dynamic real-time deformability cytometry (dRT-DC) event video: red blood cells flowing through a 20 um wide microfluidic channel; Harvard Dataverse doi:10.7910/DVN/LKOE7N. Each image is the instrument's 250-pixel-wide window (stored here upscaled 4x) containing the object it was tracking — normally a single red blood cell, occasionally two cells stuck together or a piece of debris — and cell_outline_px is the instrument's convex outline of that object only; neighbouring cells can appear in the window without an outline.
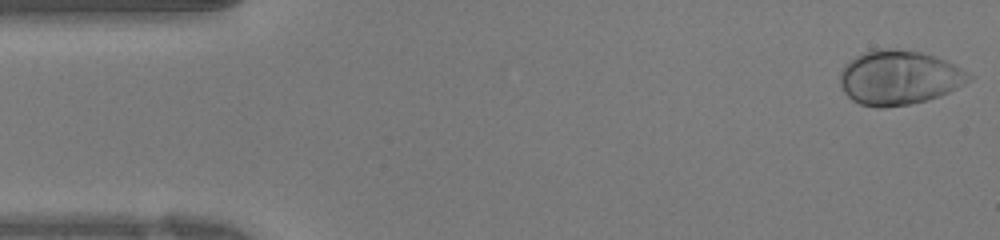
{"species": "human", "species_latin": "Homo sapiens", "temperature_condition": "warm", "stored_images_in_passage": 41, "camera_frame_rate_fps": 3000, "um_per_image_px": 0.085, "donor": {"sex": "female"}, "frame": {"image": 1, "passage_image": 1, "time_ms": 0.0, "image_size_px": [1000, 240], "cell_outline_px": [[976, 76], [956, 88], [940, 96], [908, 104], [884, 108], [880, 108], [860, 104], [852, 100], [844, 92], [840, 84], [840, 72], [844, 64], [856, 56], [872, 48], [896, 48], [920, 52], [944, 60]], "centroid_in_image_um": [76.38, 6.58], "position_along_channel_um": 8.6, "area_um2": 40.81}}
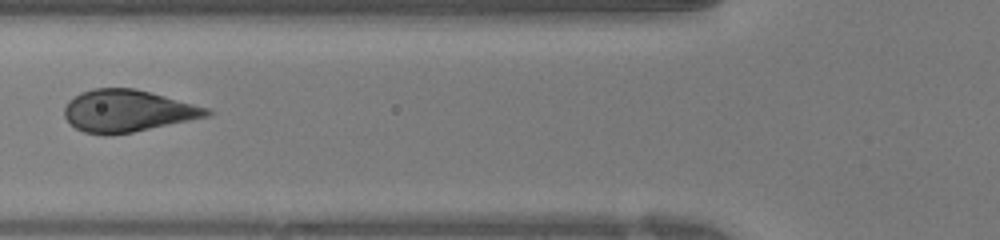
{"frame": {"image": 2, "passage_image": 15, "time_ms": 4.667, "image_size_px": [1000, 240], "cell_outline_px": [[216, 112], [212, 116], [132, 132], [104, 136], [84, 132], [76, 128], [64, 116], [64, 108], [68, 100], [80, 92], [92, 88], [136, 88], [208, 108]], "centroid_in_image_um": [10.85, 9.43], "position_along_channel_um": 114.9, "area_um2": 35.08}}
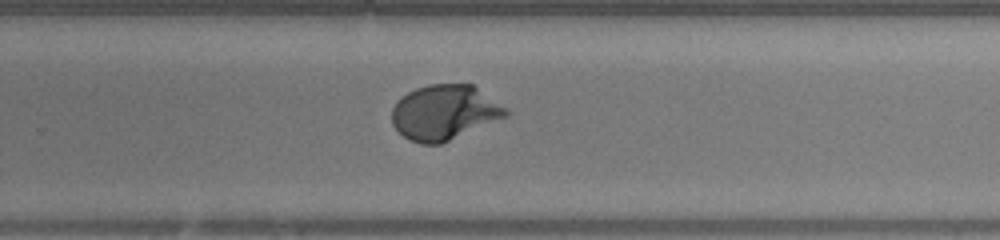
{"frame": {"image": 3, "passage_image": 26, "time_ms": 8.333, "image_size_px": [1000, 240], "cell_outline_px": [[512, 112], [508, 116], [440, 144], [420, 144], [408, 140], [392, 124], [392, 108], [396, 100], [400, 96], [416, 88], [428, 84], [472, 84], [508, 108]], "centroid_in_image_um": [37.78, 9.55], "position_along_channel_um": 292.0, "area_um2": 36.76}}